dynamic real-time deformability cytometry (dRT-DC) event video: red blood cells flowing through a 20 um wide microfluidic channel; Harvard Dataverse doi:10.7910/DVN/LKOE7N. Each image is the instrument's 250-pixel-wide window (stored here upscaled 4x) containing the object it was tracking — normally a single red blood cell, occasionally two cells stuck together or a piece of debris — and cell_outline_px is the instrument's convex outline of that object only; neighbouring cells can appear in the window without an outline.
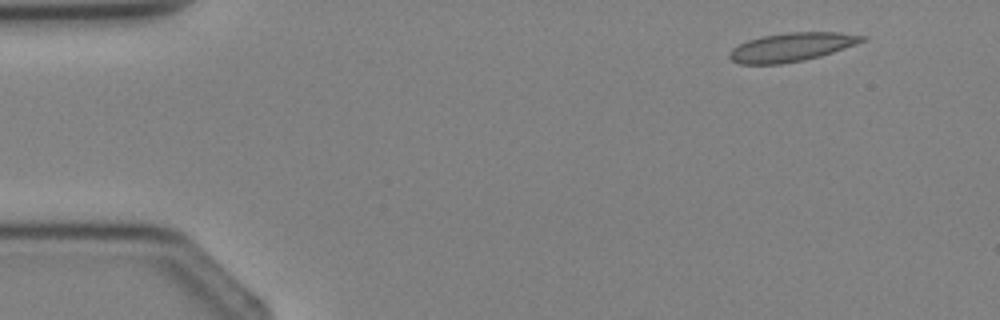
{"species": "Egyptian fruit bat (a non-hibernating species)", "species_latin": "Rousettus aegyptiacus", "temperature_condition": "cold", "stored_images_in_passage": 3, "camera_frame_rate_fps": 3000, "um_per_image_px": 0.085, "animal": {"sex": "female"}, "frame": {"image": 1, "passage_image": 2, "time_ms": 1.0, "image_size_px": [1000, 320], "cell_outline_px": [[868, 40], [820, 56], [804, 60], [780, 64], [740, 64], [732, 60], [728, 56], [732, 48], [748, 40], [764, 36], [788, 32], [840, 32], [868, 36]], "centroid_in_image_um": [67.32, 4.0], "position_along_channel_um": 17.7, "area_um2": 22.08}}